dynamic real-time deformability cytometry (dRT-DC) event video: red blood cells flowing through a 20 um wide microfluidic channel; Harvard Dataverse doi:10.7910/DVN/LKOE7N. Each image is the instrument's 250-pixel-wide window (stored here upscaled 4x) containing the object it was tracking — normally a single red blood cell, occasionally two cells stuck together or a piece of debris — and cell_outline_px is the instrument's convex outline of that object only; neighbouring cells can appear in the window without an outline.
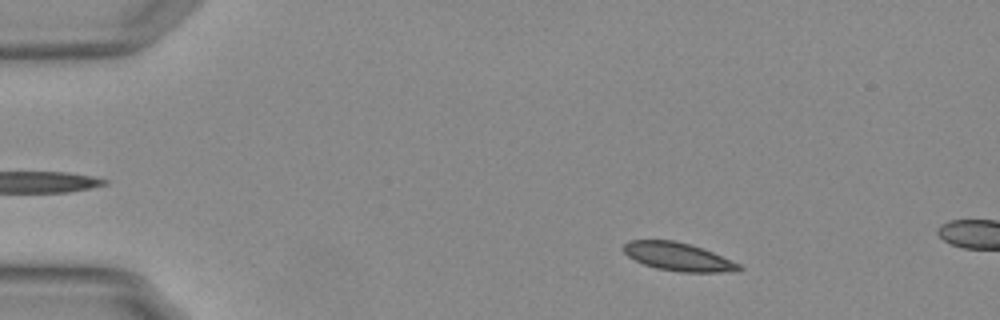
{"species": "Egyptian fruit bat (a non-hibernating species)", "species_latin": "Rousettus aegyptiacus", "temperature_condition": "warm", "stored_images_in_passage": 12, "camera_frame_rate_fps": 3000, "um_per_image_px": 0.085, "animal": {"sex": "female"}, "frame": {"image": 1, "passage_image": 7, "time_ms": 2.0, "image_size_px": [1000, 320], "cell_outline_px": [[744, 268], [720, 272], [680, 272], [656, 268], [644, 264], [628, 256], [620, 248], [628, 240], [672, 240], [688, 244], [712, 252], [740, 264]], "centroid_in_image_um": [57.57, 21.81], "position_along_channel_um": 27.4, "area_um2": 18.67}}